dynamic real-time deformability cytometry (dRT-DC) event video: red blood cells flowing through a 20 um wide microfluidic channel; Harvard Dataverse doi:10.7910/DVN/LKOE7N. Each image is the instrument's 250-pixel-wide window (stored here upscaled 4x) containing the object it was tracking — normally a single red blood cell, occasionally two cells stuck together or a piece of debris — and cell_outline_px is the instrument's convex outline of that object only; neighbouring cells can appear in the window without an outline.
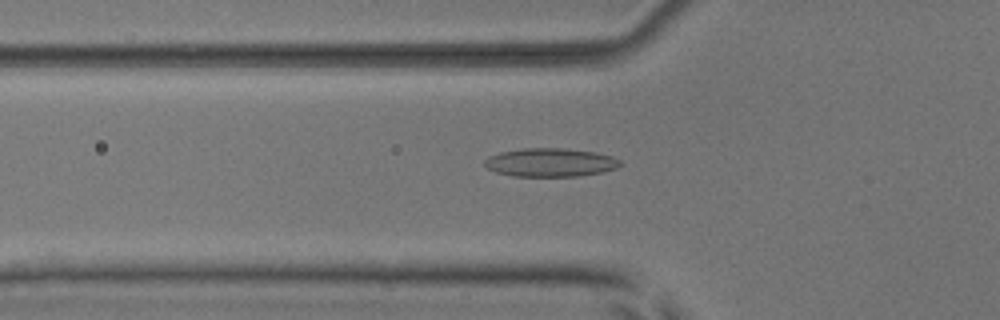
{"species": "common noctule bat (a hibernating species)", "species_latin": "Nyctalus noctula", "temperature_condition": "room temperature", "stored_images_in_passage": 46, "camera_frame_rate_fps": 3000, "um_per_image_px": 0.085, "animal": {"sex": "male", "body_mass_g": 17.9, "forearm_length_mm": 54.2}, "frame": {"image": 1, "passage_image": 11, "time_ms": 3.333, "image_size_px": [1000, 320], "cell_outline_px": [[624, 164], [616, 168], [600, 172], [576, 176], [512, 176], [496, 172], [488, 168], [484, 164], [484, 160], [488, 156], [500, 152], [524, 148], [564, 148], [596, 152], [612, 156], [620, 160]], "centroid_in_image_um": [46.78, 13.8], "position_along_channel_um": 79.0, "area_um2": 22.54}}
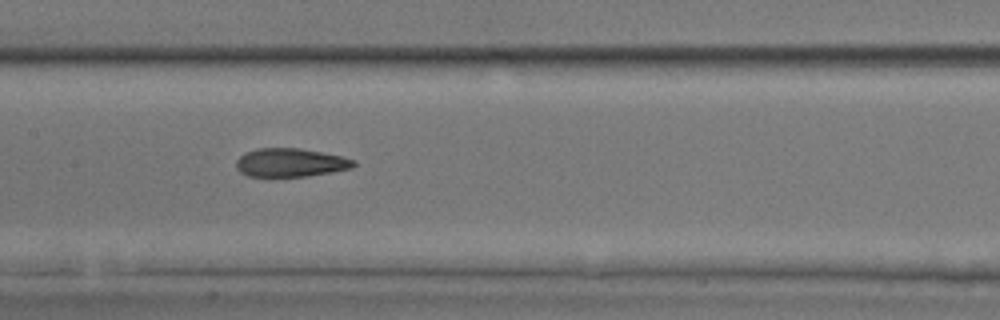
{"frame": {"image": 2, "passage_image": 19, "time_ms": 6.0, "image_size_px": [1000, 320], "cell_outline_px": [[356, 164], [352, 168], [332, 172], [308, 176], [248, 176], [240, 172], [236, 168], [236, 160], [244, 152], [256, 148], [300, 148], [340, 156], [356, 160]], "centroid_in_image_um": [24.67, 13.81], "position_along_channel_um": 182.7, "area_um2": 19.54}}
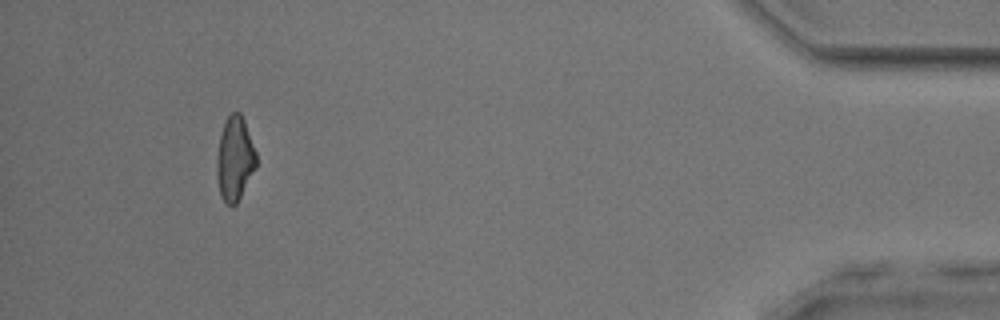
{"frame": {"image": 3, "passage_image": 42, "time_ms": 13.667, "image_size_px": [1000, 320], "cell_outline_px": [[256, 168], [236, 204], [224, 204], [220, 196], [216, 176], [216, 156], [220, 136], [224, 120], [232, 112], [240, 112], [244, 120], [256, 152]], "centroid_in_image_um": [19.93, 13.5], "position_along_channel_um": 415.3, "area_um2": 19.48}, "authors_computed_cell_mechanics": {"area_um2": 19.8543, "velocity_mm_per_s": 3.8776, "shape_relaxation_time_tau1_ms": 8.0075, "shape_relaxation_time_tau2_ms": 2.2147, "deformation_change_tau1": 0.1784, "deformation_change_tau2": 0.1034}}